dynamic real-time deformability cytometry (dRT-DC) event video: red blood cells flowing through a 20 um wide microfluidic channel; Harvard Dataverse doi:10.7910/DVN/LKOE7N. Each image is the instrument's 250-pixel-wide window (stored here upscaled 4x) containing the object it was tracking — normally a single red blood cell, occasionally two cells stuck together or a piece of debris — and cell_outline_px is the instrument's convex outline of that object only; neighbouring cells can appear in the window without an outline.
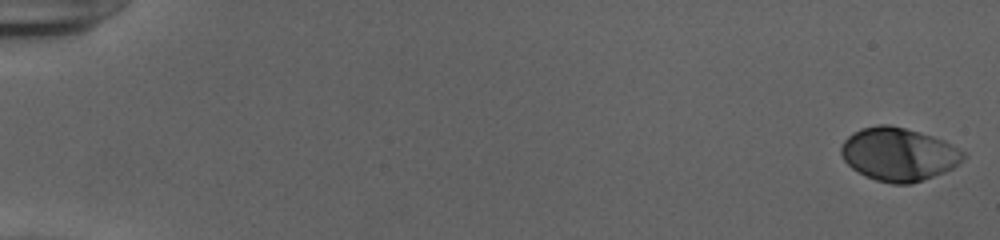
{"species": "human", "species_latin": "Homo sapiens", "temperature_condition": "cold", "stored_images_in_passage": 53, "camera_frame_rate_fps": 3000, "um_per_image_px": 0.085, "donor": {"sex": "female"}, "frame": {"image": 1, "passage_image": 1, "time_ms": 0.0, "image_size_px": [1000, 240], "cell_outline_px": [[968, 156], [964, 160], [952, 168], [944, 172], [924, 180], [912, 184], [892, 184], [876, 180], [864, 176], [852, 168], [844, 160], [840, 152], [840, 148], [844, 140], [852, 132], [860, 128], [876, 124], [888, 124], [920, 132], [944, 140], [964, 152]], "centroid_in_image_um": [76.37, 13.11], "position_along_channel_um": 8.6, "area_um2": 38.21}}
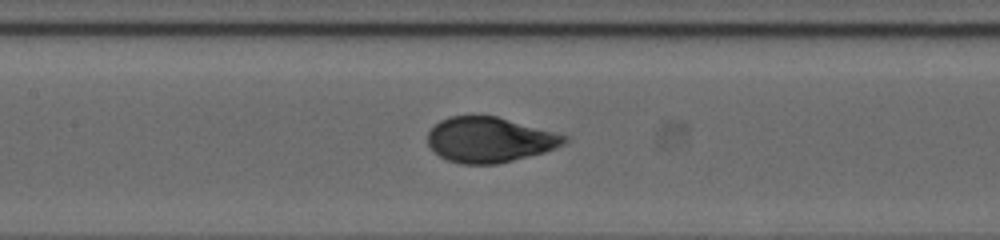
{"frame": {"image": 2, "passage_image": 27, "time_ms": 8.667, "image_size_px": [1000, 240], "cell_outline_px": [[572, 136], [564, 144], [556, 148], [544, 152], [496, 164], [464, 164], [448, 160], [432, 152], [428, 144], [428, 132], [440, 120], [448, 116], [496, 116]], "centroid_in_image_um": [41.63, 11.87], "position_along_channel_um": 165.8, "area_um2": 36.13}}
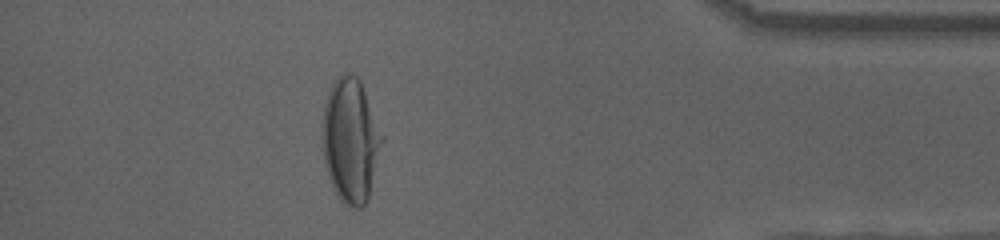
{"frame": {"image": 3, "passage_image": 48, "time_ms": 15.667, "image_size_px": [1000, 240], "cell_outline_px": [[384, 140], [368, 196], [364, 204], [360, 208], [356, 208], [344, 204], [340, 200], [328, 176], [324, 160], [324, 104], [328, 92], [332, 84], [340, 72], [348, 72], [356, 76], [360, 80], [384, 136]], "centroid_in_image_um": [29.82, 11.9], "position_along_channel_um": 405.4, "area_um2": 42.71}, "authors_computed_cell_mechanics": {"area_um2": 36.8764, "velocity_mm_per_s": 3.9197, "shape_relaxation_time_tau1_ms": 3.9183, "shape_relaxation_time_tau2_ms": null, "deformation_change_tau1": 0.1864, "deformation_change_tau2": null}}